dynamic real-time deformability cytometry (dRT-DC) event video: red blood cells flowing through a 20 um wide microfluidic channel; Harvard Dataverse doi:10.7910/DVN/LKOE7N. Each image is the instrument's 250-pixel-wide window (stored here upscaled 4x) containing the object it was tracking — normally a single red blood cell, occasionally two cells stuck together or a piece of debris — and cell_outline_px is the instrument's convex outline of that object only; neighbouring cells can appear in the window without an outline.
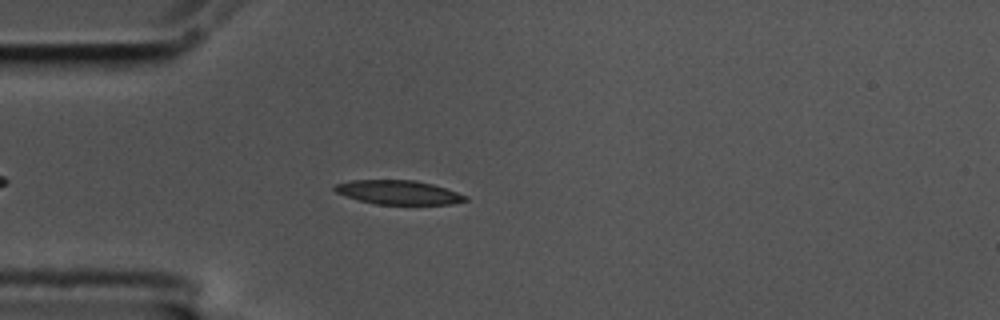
{"species": "common noctule bat (a hibernating species)", "species_latin": "Nyctalus noctula", "temperature_condition": "cold", "stored_images_in_passage": 43, "camera_frame_rate_fps": 3000, "um_per_image_px": 0.085, "animal": {"sex": "male", "body_mass_g": 17.5, "forearm_length_mm": 52.3}, "frame": {"image": 1, "passage_image": 8, "time_ms": 2.333, "image_size_px": [1000, 320], "cell_outline_px": [[468, 200], [452, 204], [376, 204], [360, 200], [336, 192], [332, 188], [336, 184], [352, 180], [416, 180], [432, 184], [468, 196]], "centroid_in_image_um": [33.88, 16.35], "position_along_channel_um": 51.1, "area_um2": 18.09}}
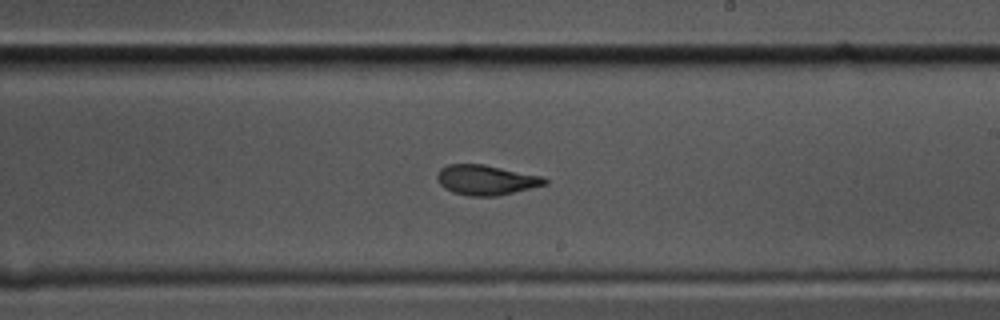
{"frame": {"image": 2, "passage_image": 26, "time_ms": 8.333, "image_size_px": [1000, 320], "cell_outline_px": [[548, 184], [496, 196], [468, 196], [452, 192], [444, 188], [440, 184], [436, 176], [440, 168], [448, 164], [484, 164], [544, 176], [548, 180]], "centroid_in_image_um": [41.32, 15.29], "position_along_channel_um": 247.7, "area_um2": 18.96}}
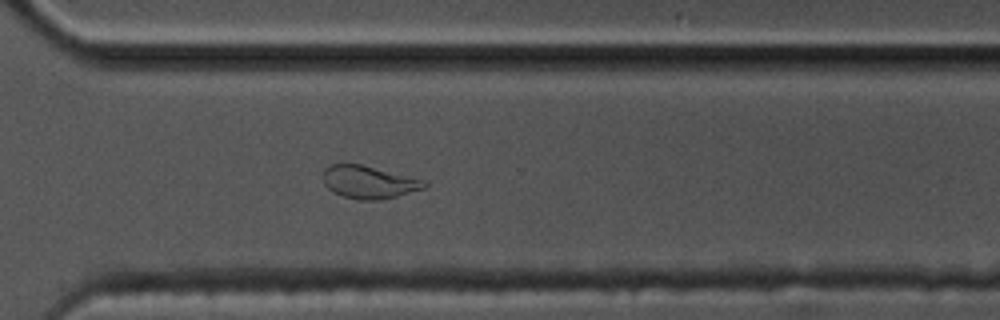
{"frame": {"image": 3, "passage_image": 34, "time_ms": 11.0, "image_size_px": [1000, 320], "cell_outline_px": [[428, 184], [424, 188], [396, 196], [376, 200], [360, 200], [344, 196], [332, 192], [324, 184], [324, 168], [332, 164], [360, 164], [424, 180]], "centroid_in_image_um": [31.32, 15.48], "position_along_channel_um": 339.3, "area_um2": 18.96}, "authors_computed_cell_mechanics": {"area_um2": 18.9584, "velocity_mm_per_s": 3.4368, "shape_relaxation_time_tau1_ms": 5.2938, "shape_relaxation_time_tau2_ms": 2.081, "deformation_change_tau1": 0.193, "deformation_change_tau2": 0.0819}}